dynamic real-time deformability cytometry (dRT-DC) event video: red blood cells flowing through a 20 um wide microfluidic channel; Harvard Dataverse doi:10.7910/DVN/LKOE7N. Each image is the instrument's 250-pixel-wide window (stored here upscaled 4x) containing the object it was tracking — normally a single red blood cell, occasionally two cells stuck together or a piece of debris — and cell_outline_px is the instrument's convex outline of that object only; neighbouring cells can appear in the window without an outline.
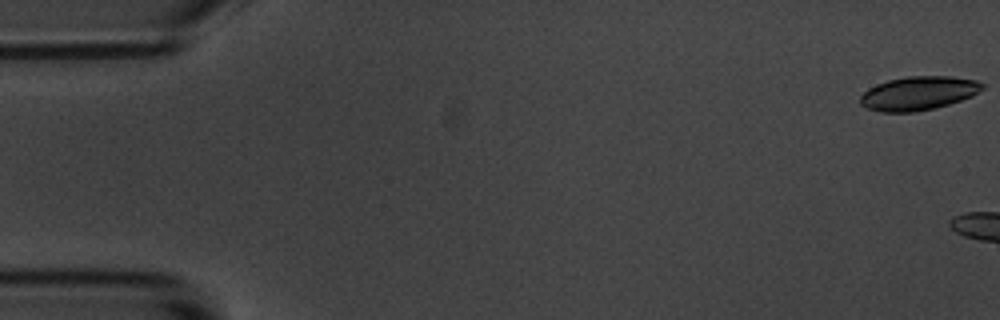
{"species": "common noctule bat (a hibernating species)", "species_latin": "Nyctalus noctula", "temperature_condition": "room temperature", "stored_images_in_passage": 5, "camera_frame_rate_fps": 3000, "um_per_image_px": 0.085, "animal": {"sex": "male", "body_mass_g": 20.1, "forearm_length_mm": 53.5}, "frame": {"image": 1, "passage_image": 1, "time_ms": 0.0, "image_size_px": [1000, 320], "cell_outline_px": [[984, 88], [972, 96], [948, 104], [916, 112], [880, 112], [868, 108], [860, 104], [860, 96], [868, 88], [876, 84], [888, 80], [908, 76], [952, 76], [976, 80], [984, 84]], "centroid_in_image_um": [78.05, 7.92], "position_along_channel_um": 6.9, "area_um2": 23.99}}